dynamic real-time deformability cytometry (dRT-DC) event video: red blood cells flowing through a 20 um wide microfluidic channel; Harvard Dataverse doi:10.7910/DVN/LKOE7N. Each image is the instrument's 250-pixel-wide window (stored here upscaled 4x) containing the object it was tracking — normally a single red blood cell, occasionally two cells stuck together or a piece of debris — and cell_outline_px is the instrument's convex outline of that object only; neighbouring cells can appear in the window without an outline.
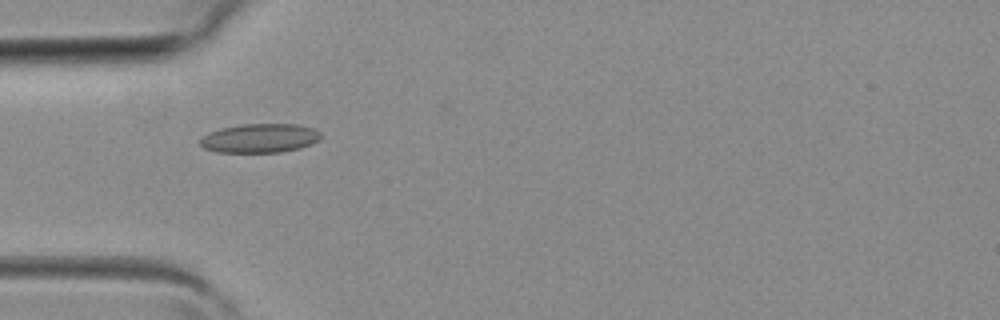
{"species": "common noctule bat (a hibernating species)", "species_latin": "Nyctalus noctula", "temperature_condition": "room temperature", "stored_images_in_passage": 3, "camera_frame_rate_fps": 3000, "um_per_image_px": 0.085, "animal": {"sex": "female", "body_mass_g": 19.3, "forearm_length_mm": 54.1}, "frame": {"image": 1, "passage_image": 1, "time_ms": 0.0, "image_size_px": [1000, 320], "cell_outline_px": [[320, 140], [312, 144], [300, 148], [280, 152], [216, 152], [204, 148], [200, 144], [200, 140], [208, 132], [220, 128], [244, 124], [296, 124], [312, 128], [320, 132]], "centroid_in_image_um": [22.09, 11.74], "position_along_channel_um": 62.9, "area_um2": 20.4}}
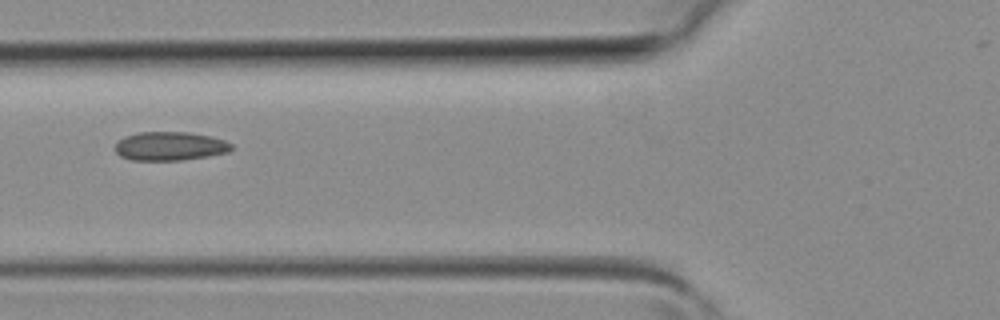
{"frame": {"image": 2, "passage_image": 2, "time_ms": 0.333, "image_size_px": [1000, 320], "cell_outline_px": [[232, 148], [228, 152], [208, 156], [180, 160], [132, 160], [120, 156], [116, 152], [116, 140], [124, 136], [140, 132], [188, 132], [212, 136], [224, 140], [232, 144]], "centroid_in_image_um": [14.43, 12.41], "position_along_channel_um": 111.4, "area_um2": 19.54}}
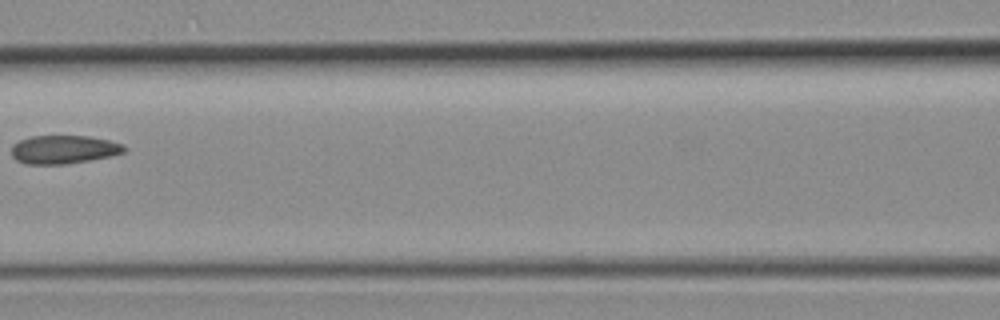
{"frame": {"image": 3, "passage_image": 3, "time_ms": 0.667, "image_size_px": [1000, 320], "cell_outline_px": [[128, 148], [124, 152], [112, 156], [64, 164], [24, 164], [16, 160], [12, 156], [12, 144], [20, 140], [32, 136], [88, 136], [108, 140], [124, 144]], "centroid_in_image_um": [5.42, 12.71], "position_along_channel_um": 161.2, "area_um2": 18.73}}